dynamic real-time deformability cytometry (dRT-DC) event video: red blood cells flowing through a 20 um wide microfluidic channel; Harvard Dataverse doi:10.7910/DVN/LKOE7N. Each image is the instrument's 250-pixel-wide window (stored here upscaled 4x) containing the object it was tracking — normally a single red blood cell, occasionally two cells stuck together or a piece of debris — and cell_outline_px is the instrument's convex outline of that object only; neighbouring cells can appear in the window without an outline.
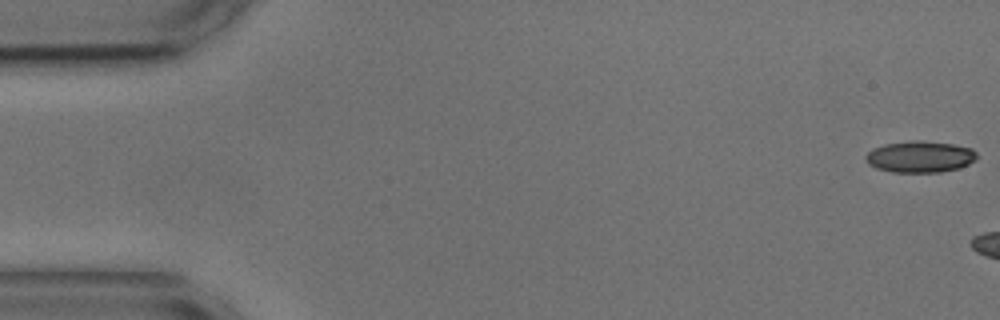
{"species": "common noctule bat (a hibernating species)", "species_latin": "Nyctalus noctula", "temperature_condition": "cold", "stored_images_in_passage": 6, "camera_frame_rate_fps": 3000, "um_per_image_px": 0.085, "animal": {"sex": "male", "body_mass_g": 17.9, "forearm_length_mm": 54.2}, "frame": {"image": 1, "passage_image": 1, "time_ms": 0.0, "image_size_px": [1000, 320], "cell_outline_px": [[976, 160], [960, 168], [940, 172], [892, 172], [876, 168], [868, 164], [864, 156], [872, 148], [884, 144], [912, 140], [920, 140], [952, 144], [972, 148], [976, 152]], "centroid_in_image_um": [78.18, 13.32], "position_along_channel_um": 6.8, "area_um2": 20.52}}